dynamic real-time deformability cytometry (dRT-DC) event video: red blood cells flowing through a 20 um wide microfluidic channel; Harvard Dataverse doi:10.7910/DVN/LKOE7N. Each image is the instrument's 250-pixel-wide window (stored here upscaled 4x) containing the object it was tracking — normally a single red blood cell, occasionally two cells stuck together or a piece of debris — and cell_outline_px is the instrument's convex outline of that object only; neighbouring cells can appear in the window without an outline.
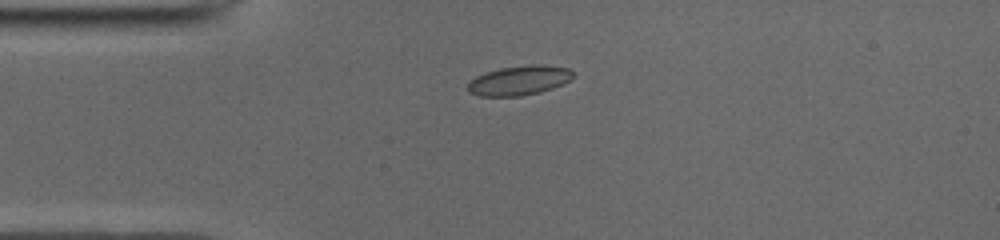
{"species": "common noctule bat (a hibernating species)", "species_latin": "Nyctalus noctula", "temperature_condition": "cold", "stored_images_in_passage": 40, "camera_frame_rate_fps": 3000, "um_per_image_px": 0.085, "animal": {"sex": "male", "body_mass_g": 19.0, "forearm_length_mm": 50.8}, "frame": {"image": 1, "passage_image": 1, "time_ms": 0.0, "image_size_px": [1000, 240], "cell_outline_px": [[576, 76], [572, 80], [552, 88], [540, 92], [520, 96], [480, 96], [468, 92], [468, 84], [476, 76], [484, 72], [500, 68], [532, 64], [540, 64], [568, 68]], "centroid_in_image_um": [44.15, 6.83], "position_along_channel_um": 40.8, "area_um2": 18.21}}
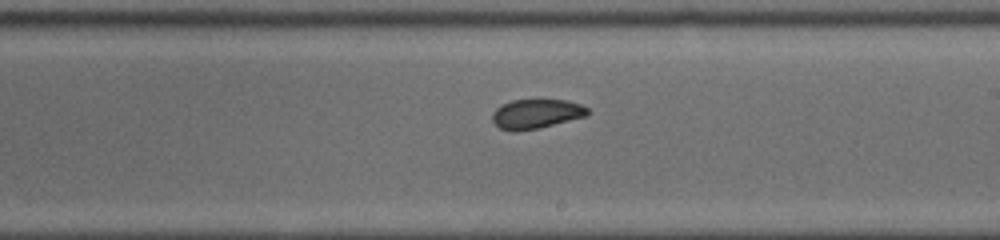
{"frame": {"image": 2, "passage_image": 18, "time_ms": 5.667, "image_size_px": [1000, 240], "cell_outline_px": [[588, 116], [536, 128], [516, 132], [512, 132], [500, 128], [492, 120], [492, 112], [496, 108], [512, 100], [568, 100], [580, 104], [588, 108]], "centroid_in_image_um": [45.57, 9.68], "position_along_channel_um": 243.4, "area_um2": 16.24}}
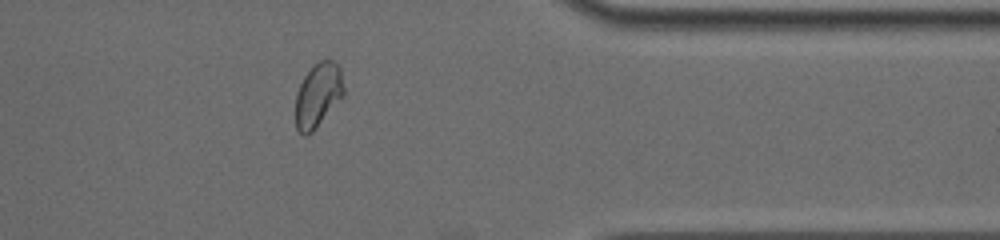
{"frame": {"image": 3, "passage_image": 30, "time_ms": 9.667, "image_size_px": [1000, 240], "cell_outline_px": [[344, 96], [312, 132], [308, 136], [304, 136], [296, 128], [296, 92], [304, 76], [312, 64], [320, 60], [332, 60], [340, 68], [344, 88]], "centroid_in_image_um": [27.03, 8.08], "position_along_channel_um": 384.4, "area_um2": 18.15}, "authors_computed_cell_mechanics": {"area_um2": 17.6001, "velocity_mm_per_s": 3.9345, "shape_relaxation_time_tau1_ms": 2.5136, "shape_relaxation_time_tau2_ms": 1.3259, "deformation_change_tau1": 0.0694, "deformation_change_tau2": 0.0558}}